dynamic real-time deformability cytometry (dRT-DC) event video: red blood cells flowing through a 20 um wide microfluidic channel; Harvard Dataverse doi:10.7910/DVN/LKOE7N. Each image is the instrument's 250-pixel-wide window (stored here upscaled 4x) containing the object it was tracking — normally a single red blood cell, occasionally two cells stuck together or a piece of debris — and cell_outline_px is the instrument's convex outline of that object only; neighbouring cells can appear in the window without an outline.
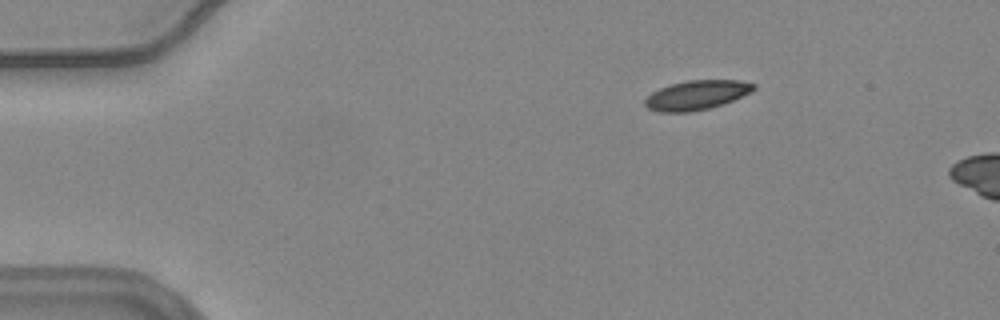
{"species": "common noctule bat (a hibernating species)", "species_latin": "Nyctalus noctula", "temperature_condition": "warm", "stored_images_in_passage": 17, "camera_frame_rate_fps": 3000, "um_per_image_px": 0.085, "animal": {"sex": "female", "body_mass_g": 24.6, "forearm_length_mm": 56.2}, "frame": {"image": 1, "passage_image": 10, "time_ms": 3.0, "image_size_px": [1000, 320], "cell_outline_px": [[756, 88], [752, 92], [724, 104], [708, 108], [688, 112], [660, 112], [648, 108], [644, 104], [644, 100], [652, 92], [660, 88], [672, 84], [688, 80], [740, 80], [756, 84]], "centroid_in_image_um": [59.24, 8.08], "position_along_channel_um": 25.8, "area_um2": 18.61}}